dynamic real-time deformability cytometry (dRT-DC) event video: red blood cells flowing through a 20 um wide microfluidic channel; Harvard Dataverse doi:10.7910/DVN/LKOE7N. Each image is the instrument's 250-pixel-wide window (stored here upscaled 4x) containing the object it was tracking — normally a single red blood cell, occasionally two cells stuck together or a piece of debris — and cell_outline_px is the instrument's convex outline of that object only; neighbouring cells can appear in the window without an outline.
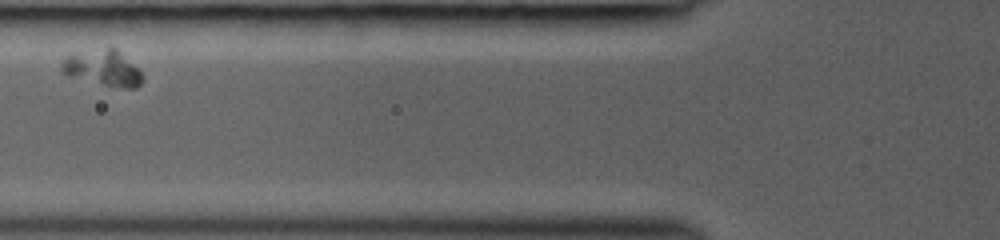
{"species": "common noctule bat (a hibernating species)", "species_latin": "Nyctalus noctula", "temperature_condition": "room temperature", "stored_images_in_passage": 23, "segment_of_instrument_passage": [1, 2], "camera_frame_rate_fps": 3000, "um_per_image_px": 0.085, "animal": {"sex": "female", "body_mass_g": 19.0, "forearm_length_mm": 53.3}, "frame": {"image": 1, "passage_image": 4, "time_ms": 1.333, "image_size_px": [1000, 240], "cell_outline_px": [[144, 76], [140, 84], [136, 88], [124, 88], [104, 84], [68, 76], [60, 68], [64, 60], [68, 56], [112, 44]], "centroid_in_image_um": [8.77, 5.76], "position_along_channel_um": 117.0, "area_um2": 16.53}}
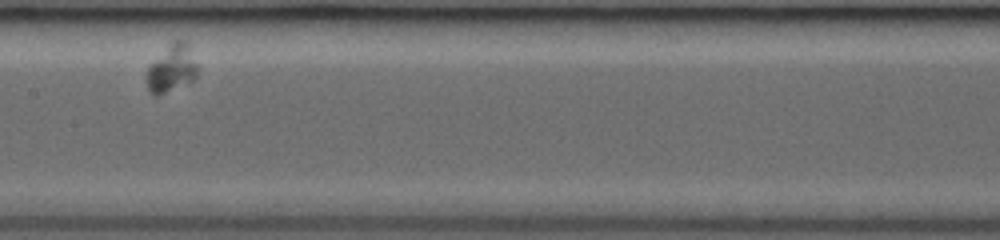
{"frame": {"image": 2, "passage_image": 10, "time_ms": 3.333, "image_size_px": [1000, 240], "cell_outline_px": [[196, 76], [192, 80], [156, 96], [148, 88], [144, 80], [148, 68], [172, 40], [184, 40], [188, 44], [196, 64]], "centroid_in_image_um": [14.56, 5.8], "position_along_channel_um": 192.8, "area_um2": 13.58}}
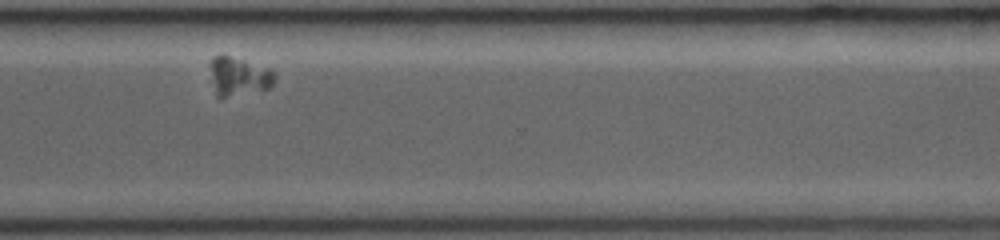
{"frame": {"image": 3, "passage_image": 20, "time_ms": 7.333, "image_size_px": [1000, 240], "cell_outline_px": [[276, 76], [272, 84], [268, 88], [220, 100], [216, 96], [208, 64], [212, 56], [224, 52], [268, 68], [276, 72]], "centroid_in_image_um": [20.23, 6.46], "position_along_channel_um": 350.4, "area_um2": 15.32}}